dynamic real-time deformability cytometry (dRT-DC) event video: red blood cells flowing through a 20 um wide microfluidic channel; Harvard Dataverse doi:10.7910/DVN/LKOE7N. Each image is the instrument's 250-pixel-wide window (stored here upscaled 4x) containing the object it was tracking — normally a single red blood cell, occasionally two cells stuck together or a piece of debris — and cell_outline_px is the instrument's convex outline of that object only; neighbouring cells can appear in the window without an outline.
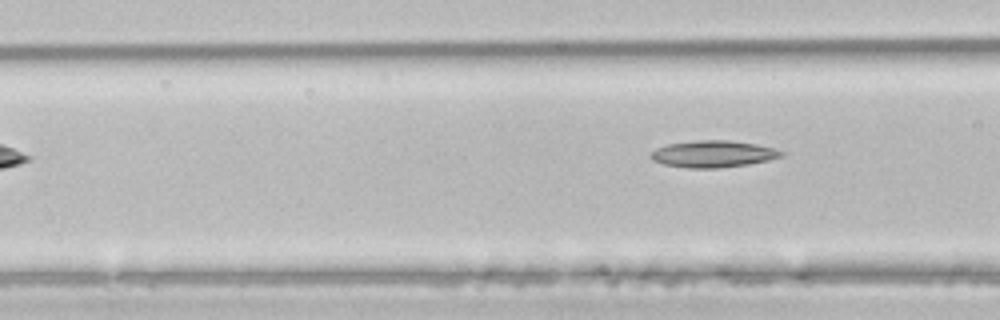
{"species": "common noctule bat (a hibernating species)", "species_latin": "Nyctalus noctula", "temperature_condition": "room temperature", "stored_images_in_passage": 4, "camera_frame_rate_fps": 3000, "um_per_image_px": 0.085, "animal": {"sex": "male", "body_mass_g": 21.5, "forearm_length_mm": 52.0}, "frame": {"image": 1, "passage_image": 4, "time_ms": 1.0, "image_size_px": [1000, 320], "cell_outline_px": [[784, 156], [768, 160], [748, 164], [716, 168], [688, 168], [664, 164], [652, 160], [648, 156], [656, 148], [668, 144], [696, 140], [728, 140], [756, 144], [776, 148], [784, 152]], "centroid_in_image_um": [60.62, 13.08], "position_along_channel_um": 106.0, "area_um2": 20.4}}